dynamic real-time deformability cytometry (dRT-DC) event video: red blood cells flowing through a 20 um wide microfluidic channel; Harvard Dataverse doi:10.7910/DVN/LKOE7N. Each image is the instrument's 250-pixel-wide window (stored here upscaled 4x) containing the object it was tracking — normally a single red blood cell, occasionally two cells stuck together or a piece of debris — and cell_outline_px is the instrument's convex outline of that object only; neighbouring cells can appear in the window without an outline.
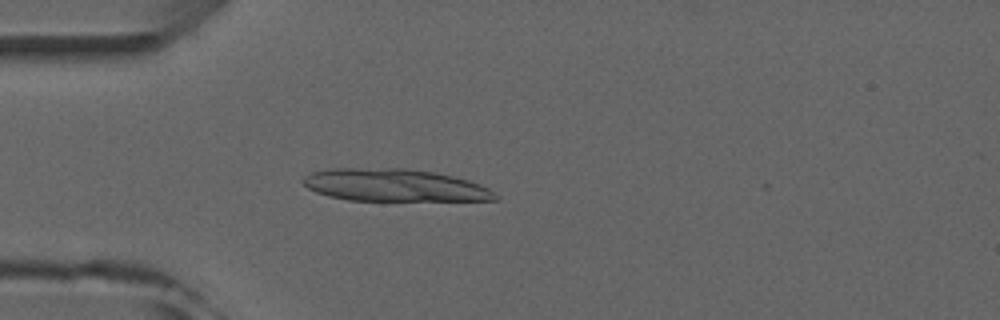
{"species": "common noctule bat (a hibernating species)", "species_latin": "Nyctalus noctula", "temperature_condition": "room temperature", "stored_images_in_passage": 4, "camera_frame_rate_fps": 3000, "um_per_image_px": 0.085, "animal": {"sex": "male", "forearm_length_mm": 52.5}, "frame": {"image": 1, "passage_image": 4, "time_ms": 3.333, "image_size_px": [1000, 320], "cell_outline_px": [[500, 200], [348, 200], [328, 196], [316, 192], [308, 188], [300, 180], [304, 176], [312, 172], [336, 168], [404, 168], [432, 172], [452, 176], [468, 180], [480, 184], [488, 188], [500, 196]], "centroid_in_image_um": [33.52, 15.74], "position_along_channel_um": 51.5, "area_um2": 36.18}}